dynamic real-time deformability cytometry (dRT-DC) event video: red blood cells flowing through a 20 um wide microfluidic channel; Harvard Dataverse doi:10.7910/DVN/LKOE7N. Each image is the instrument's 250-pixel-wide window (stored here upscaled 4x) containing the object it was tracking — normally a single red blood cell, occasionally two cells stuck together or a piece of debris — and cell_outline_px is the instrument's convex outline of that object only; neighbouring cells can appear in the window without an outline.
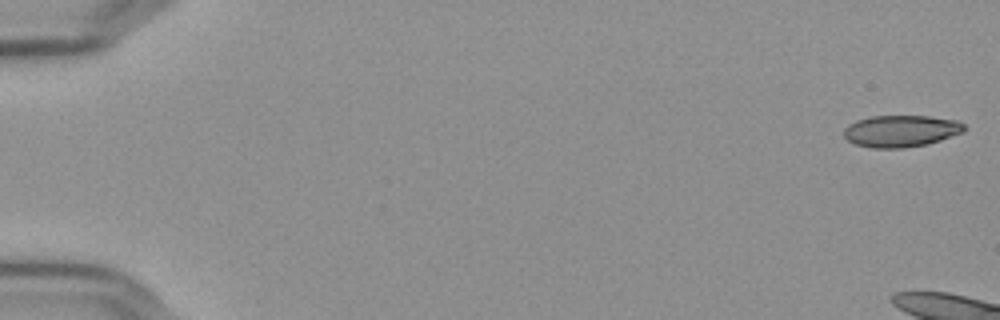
{"species": "Egyptian fruit bat (a non-hibernating species)", "species_latin": "Rousettus aegyptiacus", "temperature_condition": "cold", "stored_images_in_passage": 13, "camera_frame_rate_fps": 3000, "um_per_image_px": 0.085, "frame": {"image": 1, "passage_image": 1, "time_ms": 0.0, "image_size_px": [1000, 320], "cell_outline_px": [[968, 128], [964, 132], [928, 144], [904, 148], [868, 148], [856, 144], [848, 140], [844, 136], [844, 128], [848, 124], [856, 120], [872, 116], [928, 116], [956, 120], [964, 124]], "centroid_in_image_um": [76.59, 11.14], "position_along_channel_um": 8.4, "area_um2": 22.48}}